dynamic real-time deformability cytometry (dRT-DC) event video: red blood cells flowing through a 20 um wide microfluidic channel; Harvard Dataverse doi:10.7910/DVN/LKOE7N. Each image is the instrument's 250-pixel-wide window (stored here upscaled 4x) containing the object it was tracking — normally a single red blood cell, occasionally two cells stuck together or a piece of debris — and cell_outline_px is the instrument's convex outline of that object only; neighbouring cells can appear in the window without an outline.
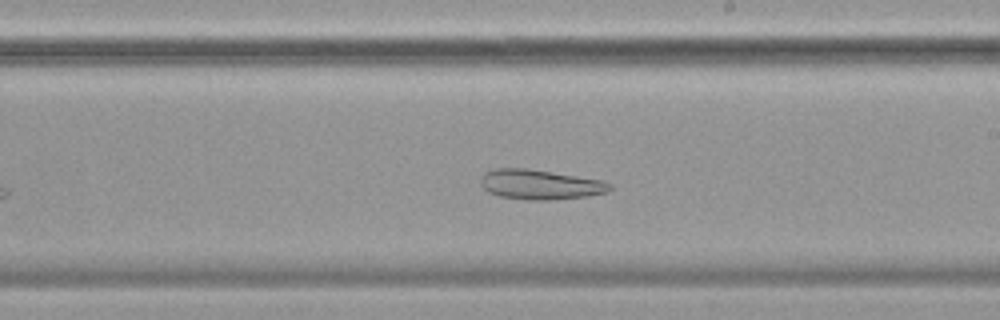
{"species": "common noctule bat (a hibernating species)", "species_latin": "Nyctalus noctula", "temperature_condition": "cold", "stored_images_in_passage": 43, "camera_frame_rate_fps": 3000, "um_per_image_px": 0.085, "animal": {"sex": "female", "body_mass_g": 19.9}, "frame": {"image": 1, "passage_image": 25, "time_ms": 8.0, "image_size_px": [1000, 320], "cell_outline_px": [[612, 188], [608, 192], [588, 196], [548, 200], [528, 200], [500, 196], [488, 192], [480, 184], [480, 180], [484, 172], [492, 168], [528, 168], [604, 180], [612, 184]], "centroid_in_image_um": [45.92, 15.67], "position_along_channel_um": 243.1, "area_um2": 22.72}, "authors_computed_cell_mechanics": {"area_um2": 28.4954, "velocity_mm_per_s": 3.4275, "shape_relaxation_time_tau1_ms": null, "shape_relaxation_time_tau2_ms": 6.6573, "deformation_change_tau1": null, "deformation_change_tau2": 0.1325}}